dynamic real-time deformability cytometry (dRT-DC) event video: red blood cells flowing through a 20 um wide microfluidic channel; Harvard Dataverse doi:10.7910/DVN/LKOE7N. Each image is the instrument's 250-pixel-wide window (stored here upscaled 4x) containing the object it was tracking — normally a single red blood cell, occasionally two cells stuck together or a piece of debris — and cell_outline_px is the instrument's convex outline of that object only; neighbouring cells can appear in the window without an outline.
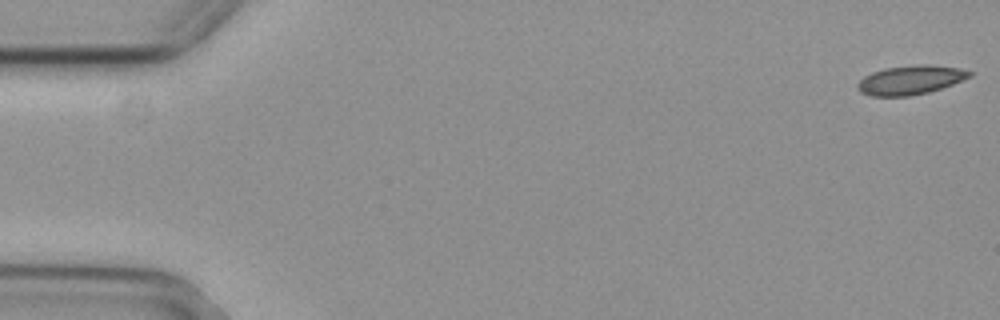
{"species": "common noctule bat (a hibernating species)", "species_latin": "Nyctalus noctula", "temperature_condition": "cold", "stored_images_in_passage": 14, "camera_frame_rate_fps": 3000, "um_per_image_px": 0.085, "animal": {"sex": "female", "body_mass_g": 29.2, "forearm_length_mm": 56.3}, "frame": {"image": 1, "passage_image": 1, "time_ms": 0.0, "image_size_px": [1000, 320], "cell_outline_px": [[972, 76], [952, 84], [928, 92], [908, 96], [872, 96], [860, 92], [856, 88], [856, 84], [864, 76], [872, 72], [884, 68], [916, 64], [928, 64], [960, 68], [972, 72]], "centroid_in_image_um": [77.36, 6.79], "position_along_channel_um": 7.6, "area_um2": 19.02}}